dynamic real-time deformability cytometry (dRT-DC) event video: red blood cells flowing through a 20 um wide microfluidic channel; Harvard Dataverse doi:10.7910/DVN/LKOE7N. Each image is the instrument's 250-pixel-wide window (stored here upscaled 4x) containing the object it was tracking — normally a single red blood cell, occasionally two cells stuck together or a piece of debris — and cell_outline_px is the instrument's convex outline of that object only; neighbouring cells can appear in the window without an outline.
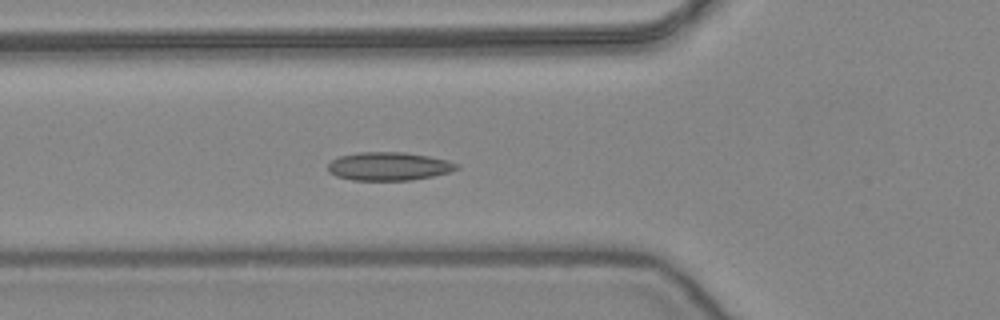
{"species": "common noctule bat (a hibernating species)", "species_latin": "Nyctalus noctula", "temperature_condition": "warm", "stored_images_in_passage": 10, "camera_frame_rate_fps": 3000, "um_per_image_px": 0.085, "animal": {"sex": "female", "body_mass_g": 24.6, "forearm_length_mm": 56.2}, "frame": {"image": 1, "passage_image": 4, "time_ms": 1.0, "image_size_px": [1000, 320], "cell_outline_px": [[460, 168], [448, 172], [432, 176], [412, 180], [352, 180], [336, 176], [328, 172], [328, 164], [332, 160], [340, 156], [360, 152], [404, 152], [428, 156], [448, 160], [460, 164]], "centroid_in_image_um": [33.06, 14.13], "position_along_channel_um": 92.7, "area_um2": 21.27}}
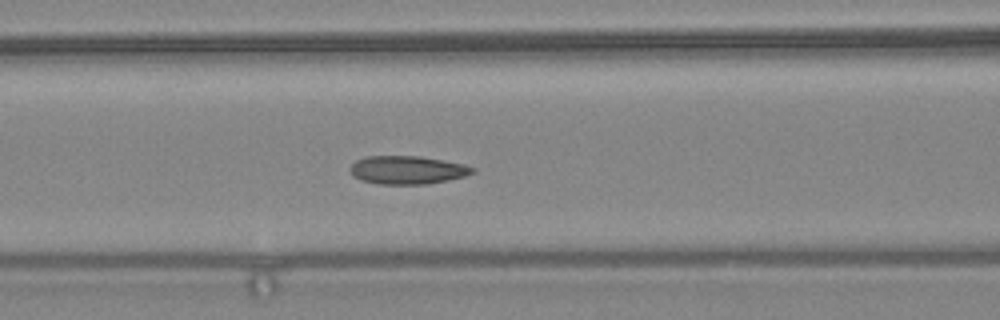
{"frame": {"image": 2, "passage_image": 7, "time_ms": 2.0, "image_size_px": [1000, 320], "cell_outline_px": [[476, 172], [464, 176], [448, 180], [428, 184], [380, 184], [360, 180], [352, 176], [348, 168], [356, 160], [368, 156], [420, 156], [464, 164], [476, 168]], "centroid_in_image_um": [34.61, 14.45], "position_along_channel_um": 132.0, "area_um2": 20.29}}